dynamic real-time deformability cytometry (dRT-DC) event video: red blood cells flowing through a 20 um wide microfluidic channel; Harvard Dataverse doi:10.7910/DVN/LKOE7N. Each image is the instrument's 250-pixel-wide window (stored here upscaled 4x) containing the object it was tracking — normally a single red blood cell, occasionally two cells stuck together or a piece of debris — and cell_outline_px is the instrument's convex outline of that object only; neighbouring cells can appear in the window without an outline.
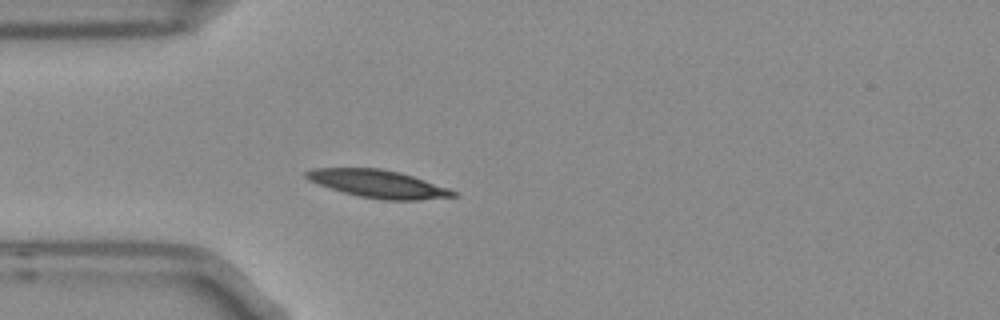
{"species": "Egyptian fruit bat (a non-hibernating species)", "species_latin": "Rousettus aegyptiacus", "temperature_condition": "room temperature", "stored_images_in_passage": 5, "camera_frame_rate_fps": 3000, "um_per_image_px": 0.085, "frame": {"image": 1, "passage_image": 5, "time_ms": 1.333, "image_size_px": [1000, 320], "cell_outline_px": [[460, 196], [420, 200], [384, 200], [360, 196], [344, 192], [308, 180], [304, 176], [304, 172], [312, 168], [380, 168], [400, 172], [448, 188], [456, 192]], "centroid_in_image_um": [32.16, 15.62], "position_along_channel_um": 52.8, "area_um2": 23.58}}